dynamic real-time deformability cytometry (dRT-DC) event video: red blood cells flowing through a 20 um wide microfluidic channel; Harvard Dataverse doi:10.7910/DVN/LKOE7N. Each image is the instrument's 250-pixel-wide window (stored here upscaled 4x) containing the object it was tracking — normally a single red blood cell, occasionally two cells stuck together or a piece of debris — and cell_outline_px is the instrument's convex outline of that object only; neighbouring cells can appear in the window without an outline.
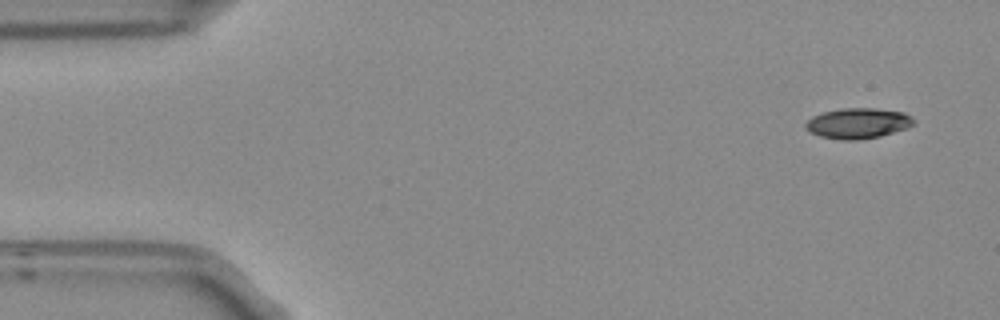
{"species": "Egyptian fruit bat (a non-hibernating species)", "species_latin": "Rousettus aegyptiacus", "temperature_condition": "room temperature", "stored_images_in_passage": 5, "camera_frame_rate_fps": 3000, "um_per_image_px": 0.085, "frame": {"image": 1, "passage_image": 1, "time_ms": 0.0, "image_size_px": [1000, 320], "cell_outline_px": [[916, 124], [908, 128], [880, 136], [860, 140], [844, 140], [820, 136], [808, 132], [804, 128], [804, 124], [812, 116], [824, 112], [844, 108], [872, 108], [904, 112], [912, 116], [916, 120]], "centroid_in_image_um": [72.95, 10.48], "position_along_channel_um": 12.1, "area_um2": 19.42}}
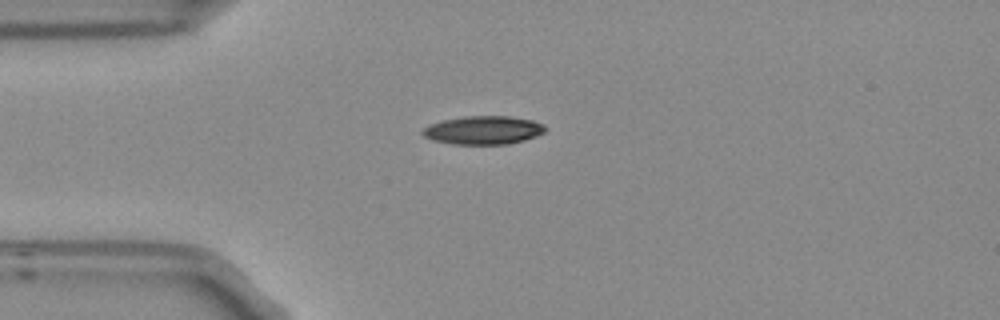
{"frame": {"image": 2, "passage_image": 3, "time_ms": 0.667, "image_size_px": [1000, 320], "cell_outline_px": [[548, 128], [544, 132], [536, 136], [524, 140], [508, 144], [452, 144], [432, 140], [424, 136], [420, 132], [424, 128], [432, 124], [444, 120], [464, 116], [508, 116], [532, 120], [544, 124]], "centroid_in_image_um": [41.11, 11.06], "position_along_channel_um": 43.9, "area_um2": 20.29}}
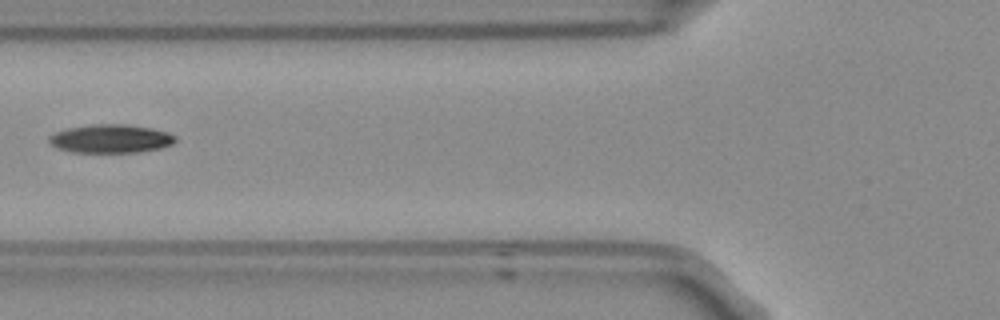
{"frame": {"image": 3, "passage_image": 5, "time_ms": 1.333, "image_size_px": [1000, 320], "cell_outline_px": [[176, 140], [172, 144], [160, 148], [136, 152], [72, 152], [60, 148], [52, 144], [48, 140], [48, 136], [56, 132], [68, 128], [88, 124], [128, 124], [152, 128], [168, 132], [176, 136]], "centroid_in_image_um": [9.43, 11.77], "position_along_channel_um": 116.4, "area_um2": 20.92}}